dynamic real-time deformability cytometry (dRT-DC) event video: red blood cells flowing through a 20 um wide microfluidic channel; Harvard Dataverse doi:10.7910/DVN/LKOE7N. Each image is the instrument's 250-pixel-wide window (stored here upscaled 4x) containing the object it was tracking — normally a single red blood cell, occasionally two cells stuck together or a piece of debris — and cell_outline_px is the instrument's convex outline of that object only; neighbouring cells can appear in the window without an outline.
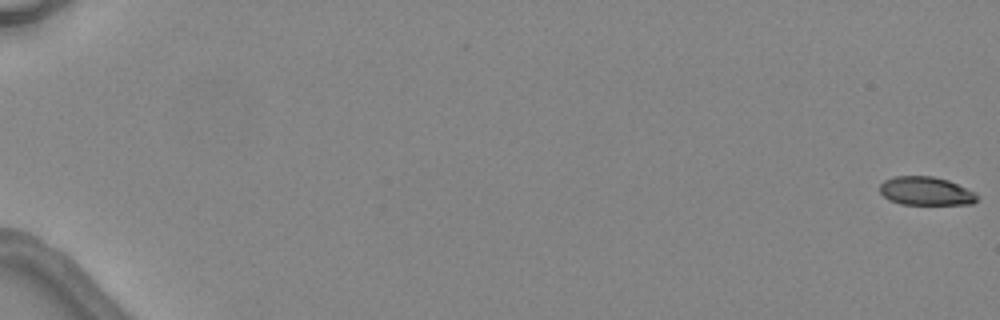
{"species": "common noctule bat (a hibernating species)", "species_latin": "Nyctalus noctula", "temperature_condition": "warm", "stored_images_in_passage": 5, "camera_frame_rate_fps": 3000, "um_per_image_px": 0.085, "animal": {"sex": "female", "body_mass_g": 24.6, "forearm_length_mm": 56.2}, "frame": {"image": 1, "passage_image": 1, "time_ms": 0.0, "image_size_px": [1000, 320], "cell_outline_px": [[976, 200], [972, 204], [900, 204], [888, 200], [880, 192], [880, 184], [884, 180], [892, 176], [932, 176], [948, 180], [976, 192]], "centroid_in_image_um": [78.67, 16.23], "position_along_channel_um": 6.3, "area_um2": 16.18}}
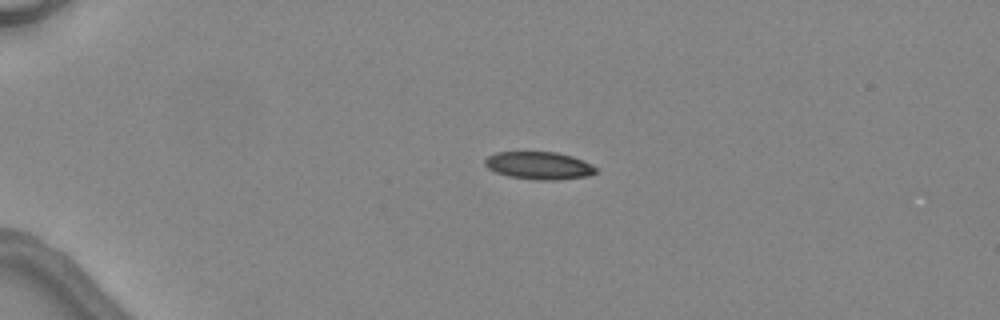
{"frame": {"image": 2, "passage_image": 4, "time_ms": 4.333, "image_size_px": [1000, 320], "cell_outline_px": [[596, 172], [588, 176], [556, 180], [536, 180], [508, 176], [496, 172], [488, 168], [484, 164], [484, 160], [488, 156], [496, 152], [556, 152], [572, 156], [592, 164], [596, 168]], "centroid_in_image_um": [45.81, 14.07], "position_along_channel_um": 39.2, "area_um2": 17.86}}